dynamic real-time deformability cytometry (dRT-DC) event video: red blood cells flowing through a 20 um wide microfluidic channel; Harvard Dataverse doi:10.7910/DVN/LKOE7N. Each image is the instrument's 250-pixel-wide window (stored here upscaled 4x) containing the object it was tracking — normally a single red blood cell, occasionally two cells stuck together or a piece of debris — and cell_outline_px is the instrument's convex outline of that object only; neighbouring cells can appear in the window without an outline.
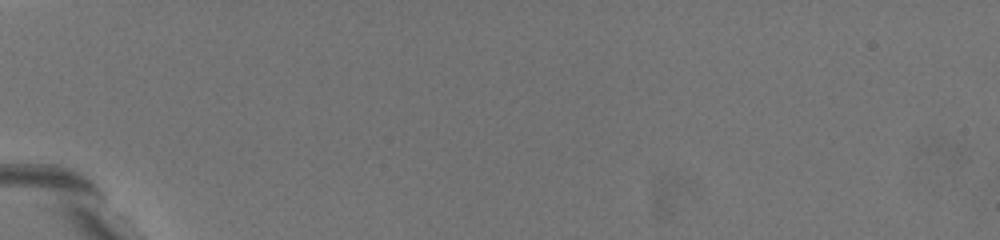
{"species": "common noctule bat (a hibernating species)", "species_latin": "Nyctalus noctula", "temperature_condition": "warm", "stored_images_in_passage": 2, "camera_frame_rate_fps": 3000, "um_per_image_px": 0.085, "animal": {"sex": "female", "body_mass_g": 19.5, "forearm_length_mm": 54.1}, "frame": {"image": 1, "passage_image": 1, "time_ms": 0.0, "image_size_px": [1000, 240], "cell_outline_px": [[176, 204], [172, 208], [168, 208], [120, 168], [104, 144], [104, 140], [128, 144], [156, 176]], "centroid_in_image_um": [11.8, 14.55], "position_along_channel_um": 73.2, "area_um2": 10.75}}